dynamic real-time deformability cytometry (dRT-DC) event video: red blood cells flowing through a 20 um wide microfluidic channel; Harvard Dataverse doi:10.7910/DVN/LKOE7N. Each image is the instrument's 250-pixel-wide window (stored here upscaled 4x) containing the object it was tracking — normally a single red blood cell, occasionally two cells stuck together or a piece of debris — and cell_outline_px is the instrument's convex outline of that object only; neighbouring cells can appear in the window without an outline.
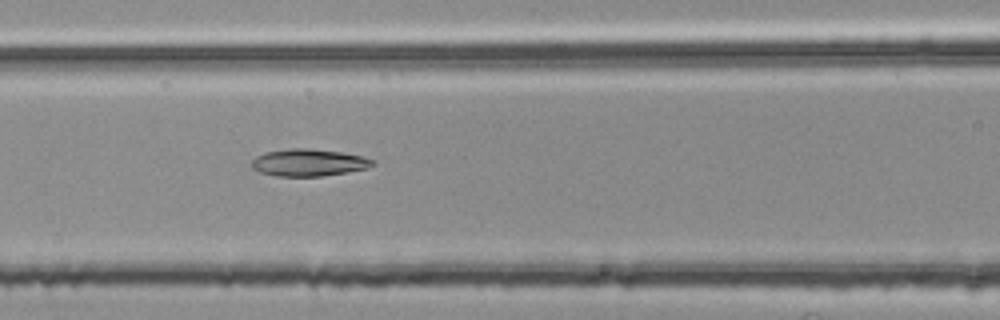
{"species": "common noctule bat (a hibernating species)", "species_latin": "Nyctalus noctula", "temperature_condition": "room temperature", "stored_images_in_passage": 37, "camera_frame_rate_fps": 3000, "um_per_image_px": 0.085, "animal": {"sex": "female", "body_mass_g": 25.1}, "frame": {"image": 1, "passage_image": 13, "time_ms": 4.0, "image_size_px": [1000, 320], "cell_outline_px": [[376, 164], [368, 168], [324, 176], [276, 176], [260, 172], [252, 168], [252, 160], [256, 156], [264, 152], [292, 148], [304, 148], [340, 152], [360, 156], [376, 160]], "centroid_in_image_um": [26.24, 13.82], "position_along_channel_um": 140.4, "area_um2": 19.07}}
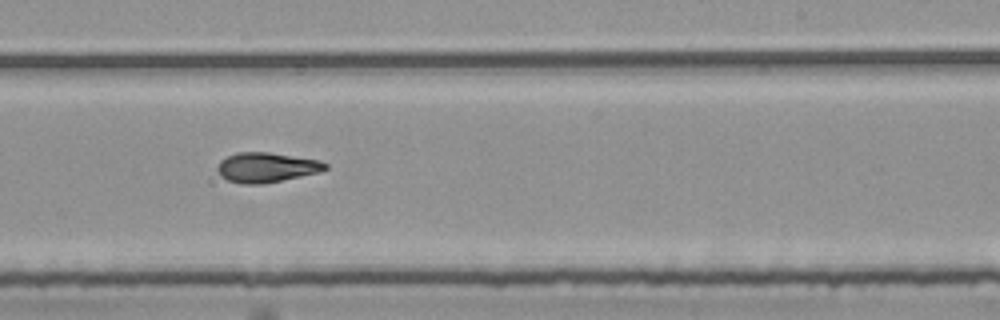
{"frame": {"image": 2, "passage_image": 23, "time_ms": 7.333, "image_size_px": [1000, 320], "cell_outline_px": [[328, 168], [320, 172], [260, 184], [244, 184], [228, 180], [220, 176], [216, 168], [220, 160], [236, 152], [268, 152], [316, 160], [328, 164]], "centroid_in_image_um": [22.6, 14.22], "position_along_channel_um": 266.4, "area_um2": 18.5}}
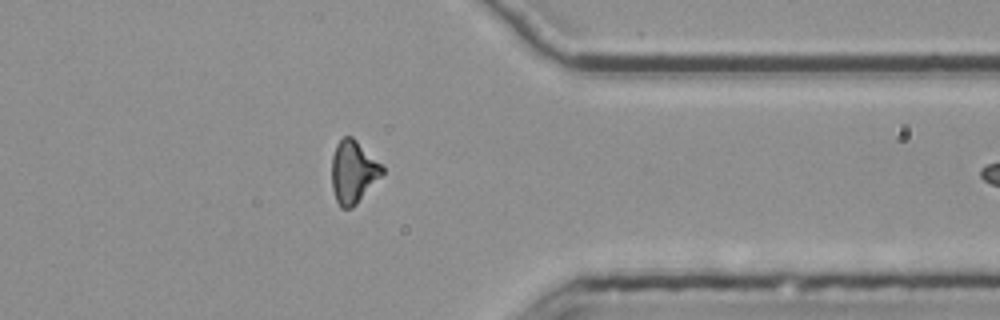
{"frame": {"image": 3, "passage_image": 33, "time_ms": 10.667, "image_size_px": [1000, 320], "cell_outline_px": [[384, 172], [356, 204], [352, 208], [340, 208], [336, 200], [332, 188], [332, 156], [336, 144], [344, 136], [352, 136], [384, 168]], "centroid_in_image_um": [29.99, 14.62], "position_along_channel_um": 381.4, "area_um2": 18.09}, "authors_computed_cell_mechanics": {"area_um2": 18.7272, "velocity_mm_per_s": 3.7913, "shape_relaxation_time_tau1_ms": null, "shape_relaxation_time_tau2_ms": 8.7209, "deformation_change_tau1": null, "deformation_change_tau2": 0.1378}}